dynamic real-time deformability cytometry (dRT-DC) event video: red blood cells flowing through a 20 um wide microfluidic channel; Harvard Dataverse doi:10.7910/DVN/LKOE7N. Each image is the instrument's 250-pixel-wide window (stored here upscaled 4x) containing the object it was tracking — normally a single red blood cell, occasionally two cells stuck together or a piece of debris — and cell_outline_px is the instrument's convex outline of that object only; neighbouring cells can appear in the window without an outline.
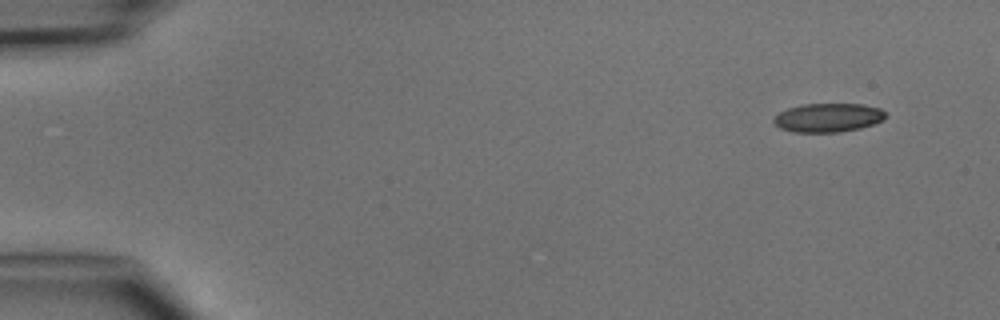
{"species": "common noctule bat (a hibernating species)", "species_latin": "Nyctalus noctula", "temperature_condition": "cold", "stored_images_in_passage": 3, "camera_frame_rate_fps": 3000, "um_per_image_px": 0.085, "animal": {"sex": "male", "body_mass_g": 15.6}, "frame": {"image": 1, "passage_image": 1, "time_ms": 0.0, "image_size_px": [1000, 320], "cell_outline_px": [[888, 116], [884, 120], [860, 128], [840, 132], [792, 132], [780, 128], [772, 120], [780, 112], [788, 108], [800, 104], [864, 104], [880, 108]], "centroid_in_image_um": [70.4, 9.99], "position_along_channel_um": 14.6, "area_um2": 18.84}}